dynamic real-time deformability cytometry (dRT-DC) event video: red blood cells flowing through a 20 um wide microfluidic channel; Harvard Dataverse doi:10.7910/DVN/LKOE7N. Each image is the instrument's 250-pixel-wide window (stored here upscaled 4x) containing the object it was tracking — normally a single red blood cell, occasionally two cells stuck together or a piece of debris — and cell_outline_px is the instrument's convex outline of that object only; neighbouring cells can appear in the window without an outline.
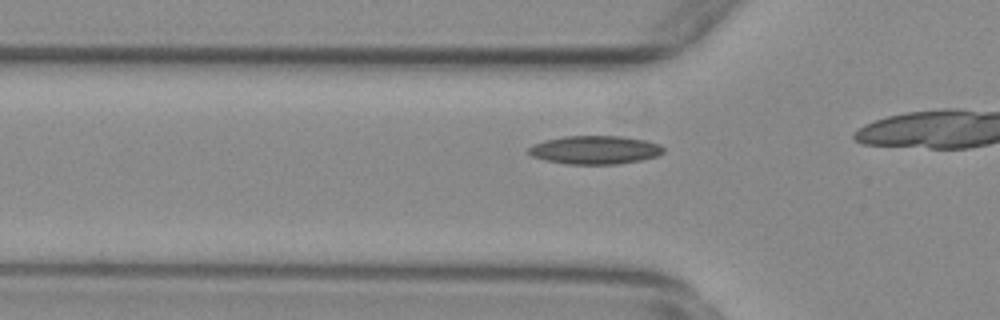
{"species": "common noctule bat (a hibernating species)", "species_latin": "Nyctalus noctula", "temperature_condition": "warm", "stored_images_in_passage": 11, "camera_frame_rate_fps": 3000, "um_per_image_px": 0.085, "animal": {"sex": "female", "body_mass_g": 29.2, "forearm_length_mm": 56.3}, "frame": {"image": 1, "passage_image": 5, "time_ms": 1.333, "image_size_px": [1000, 320], "cell_outline_px": [[664, 152], [656, 156], [640, 160], [616, 164], [564, 164], [544, 160], [532, 156], [528, 152], [528, 148], [532, 144], [544, 140], [564, 136], [620, 136], [644, 140], [660, 144], [664, 148]], "centroid_in_image_um": [50.53, 12.74], "position_along_channel_um": 75.3, "area_um2": 22.37}}
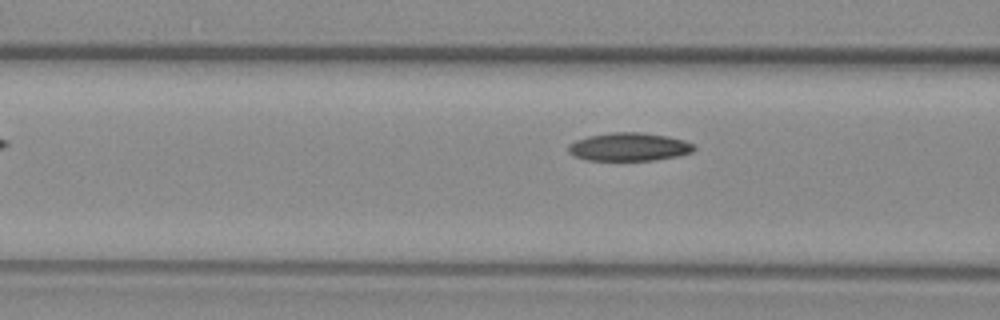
{"frame": {"image": 2, "passage_image": 8, "time_ms": 2.333, "image_size_px": [1000, 320], "cell_outline_px": [[696, 148], [692, 152], [676, 156], [652, 160], [588, 160], [576, 156], [568, 152], [568, 144], [576, 140], [588, 136], [612, 132], [640, 132], [668, 136], [684, 140], [692, 144]], "centroid_in_image_um": [53.46, 12.47], "position_along_channel_um": 113.1, "area_um2": 20.52}}